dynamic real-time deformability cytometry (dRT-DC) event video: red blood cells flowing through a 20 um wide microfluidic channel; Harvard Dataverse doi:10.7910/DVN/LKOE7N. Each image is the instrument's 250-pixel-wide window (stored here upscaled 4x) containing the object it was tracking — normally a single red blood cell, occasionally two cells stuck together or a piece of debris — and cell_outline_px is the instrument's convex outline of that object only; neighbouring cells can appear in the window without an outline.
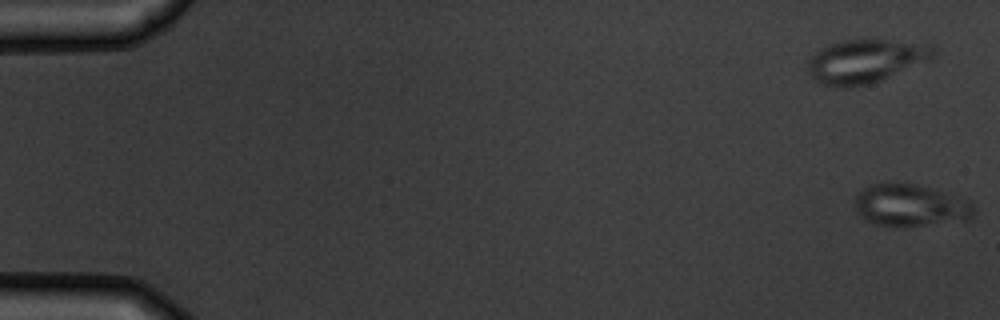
{"species": "common noctule bat (a hibernating species)", "species_latin": "Nyctalus noctula", "temperature_condition": "warm", "stored_images_in_passage": 6, "camera_frame_rate_fps": 3000, "um_per_image_px": 0.085, "animal": {"sex": "male", "body_mass_g": 19.5, "forearm_length_mm": 54.6}, "frame": {"image": 1, "passage_image": 1, "time_ms": 0.0, "image_size_px": [1000, 320], "cell_outline_px": [[976, 212], [972, 220], [920, 224], [872, 224], [864, 220], [856, 208], [856, 192], [872, 184], [916, 184], [956, 196], [968, 200], [972, 204]], "centroid_in_image_um": [77.41, 17.44], "position_along_channel_um": 7.6, "area_um2": 28.38}}